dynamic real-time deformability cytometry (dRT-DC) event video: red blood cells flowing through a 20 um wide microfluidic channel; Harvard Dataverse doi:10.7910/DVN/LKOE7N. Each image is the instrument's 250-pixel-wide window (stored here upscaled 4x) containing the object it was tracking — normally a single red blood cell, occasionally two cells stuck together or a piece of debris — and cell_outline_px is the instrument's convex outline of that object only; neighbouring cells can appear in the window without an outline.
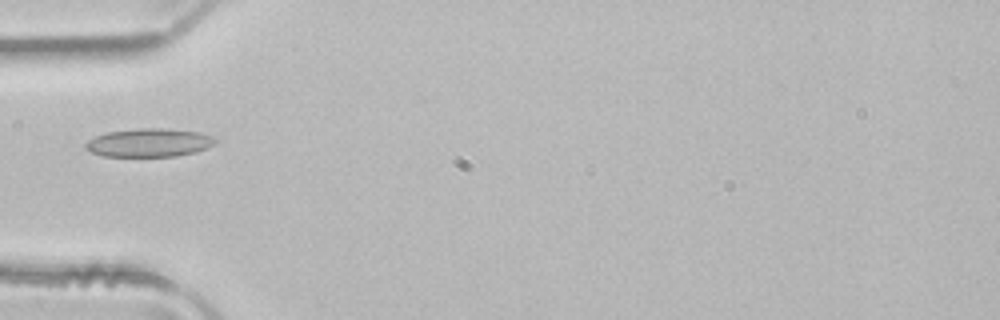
{"species": "common noctule bat (a hibernating species)", "species_latin": "Nyctalus noctula", "temperature_condition": "room temperature", "stored_images_in_passage": 4, "camera_frame_rate_fps": 3000, "um_per_image_px": 0.085, "animal": {"sex": "male", "body_mass_g": 21.5, "forearm_length_mm": 52.0}, "frame": {"image": 1, "passage_image": 4, "time_ms": 1.0, "image_size_px": [1000, 320], "cell_outline_px": [[216, 140], [208, 148], [196, 152], [176, 156], [104, 156], [92, 152], [84, 148], [84, 144], [88, 140], [96, 136], [108, 132], [136, 128], [168, 128], [200, 132], [212, 136]], "centroid_in_image_um": [12.67, 12.12], "position_along_channel_um": 72.3, "area_um2": 21.5}}